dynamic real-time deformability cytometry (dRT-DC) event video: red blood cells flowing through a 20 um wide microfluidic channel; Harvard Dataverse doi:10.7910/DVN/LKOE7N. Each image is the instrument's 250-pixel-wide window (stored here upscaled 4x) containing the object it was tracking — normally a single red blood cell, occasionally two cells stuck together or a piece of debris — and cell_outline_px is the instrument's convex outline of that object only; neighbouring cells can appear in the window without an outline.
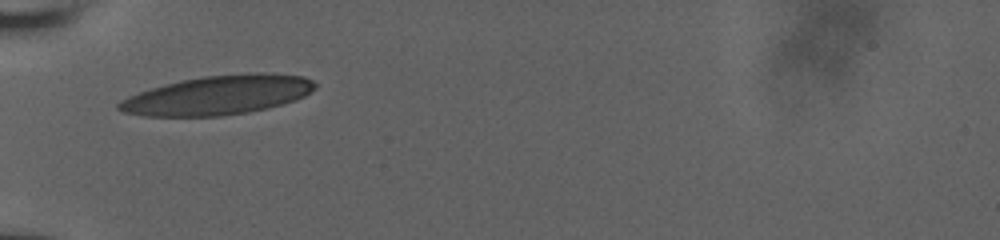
{"species": "human", "species_latin": "Homo sapiens", "temperature_condition": "room temperature", "stored_images_in_passage": 21, "camera_frame_rate_fps": 3000, "um_per_image_px": 0.085, "donor": {"sex": "male"}, "frame": {"image": 1, "passage_image": 1, "time_ms": 0.0, "image_size_px": [1000, 240], "cell_outline_px": [[316, 88], [304, 96], [268, 108], [248, 112], [220, 116], [144, 116], [124, 112], [116, 108], [116, 104], [120, 100], [128, 96], [152, 88], [180, 80], [204, 76], [248, 72], [264, 72], [304, 76], [312, 80], [316, 84]], "centroid_in_image_um": [18.53, 8.07], "position_along_channel_um": 66.5, "area_um2": 44.8}}
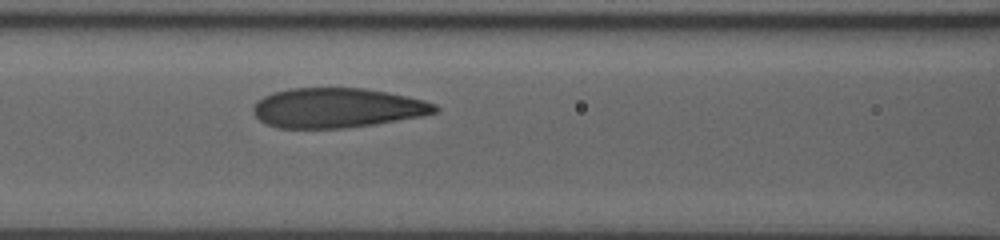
{"frame": {"image": 2, "passage_image": 12, "time_ms": 2.0, "image_size_px": [1000, 240], "cell_outline_px": [[440, 108], [436, 112], [420, 116], [372, 124], [344, 128], [276, 128], [260, 120], [252, 112], [252, 108], [256, 100], [272, 92], [288, 88], [364, 88], [388, 92], [424, 100], [436, 104]], "centroid_in_image_um": [28.61, 9.16], "position_along_channel_um": 138.0, "area_um2": 42.08}}
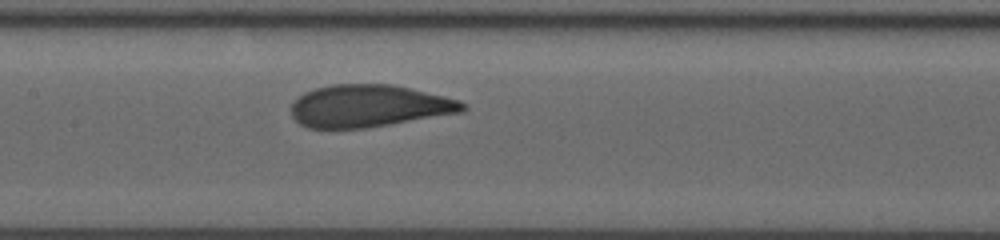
{"frame": {"image": 3, "passage_image": 18, "time_ms": 3.0, "image_size_px": [1000, 240], "cell_outline_px": [[468, 108], [464, 112], [368, 128], [308, 128], [300, 124], [292, 116], [292, 104], [304, 92], [316, 88], [332, 84], [392, 84], [444, 96], [460, 100], [468, 104]], "centroid_in_image_um": [31.41, 9.01], "position_along_channel_um": 176.0, "area_um2": 42.43}}